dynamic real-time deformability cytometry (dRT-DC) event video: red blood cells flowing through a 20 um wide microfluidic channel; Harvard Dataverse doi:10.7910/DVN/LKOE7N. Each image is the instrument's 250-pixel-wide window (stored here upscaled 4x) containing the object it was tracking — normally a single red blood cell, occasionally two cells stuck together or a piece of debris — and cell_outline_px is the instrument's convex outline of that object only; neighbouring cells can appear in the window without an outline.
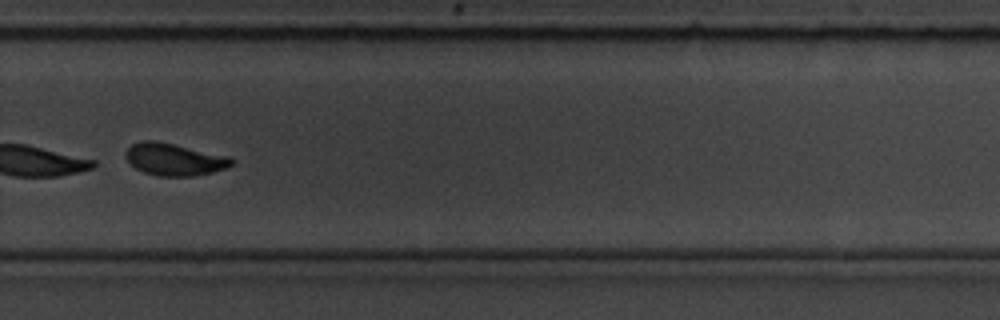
{"species": "common noctule bat (a hibernating species)", "species_latin": "Nyctalus noctula", "temperature_condition": "room temperature", "stored_images_in_passage": 15, "camera_frame_rate_fps": 3000, "um_per_image_px": 0.085, "animal": {"sex": "male", "body_mass_g": 19.5, "forearm_length_mm": 54.6}, "frame": {"image": 1, "passage_image": 11, "time_ms": 12.333, "image_size_px": [1000, 320], "cell_outline_px": [[236, 160], [228, 168], [212, 172], [192, 176], [156, 176], [144, 172], [136, 168], [124, 156], [124, 152], [132, 144], [144, 140], [156, 140], [232, 156]], "centroid_in_image_um": [14.86, 13.54], "position_along_channel_um": 314.9, "area_um2": 20.17}, "authors_computed_cell_mechanics": {"area_um2": 20.808, "velocity_mm_per_s": 3.6133, "shape_relaxation_time_tau1_ms": 2.712, "shape_relaxation_time_tau2_ms": 1.1272, "deformation_change_tau1": 0.135, "deformation_change_tau2": 0.0598}}